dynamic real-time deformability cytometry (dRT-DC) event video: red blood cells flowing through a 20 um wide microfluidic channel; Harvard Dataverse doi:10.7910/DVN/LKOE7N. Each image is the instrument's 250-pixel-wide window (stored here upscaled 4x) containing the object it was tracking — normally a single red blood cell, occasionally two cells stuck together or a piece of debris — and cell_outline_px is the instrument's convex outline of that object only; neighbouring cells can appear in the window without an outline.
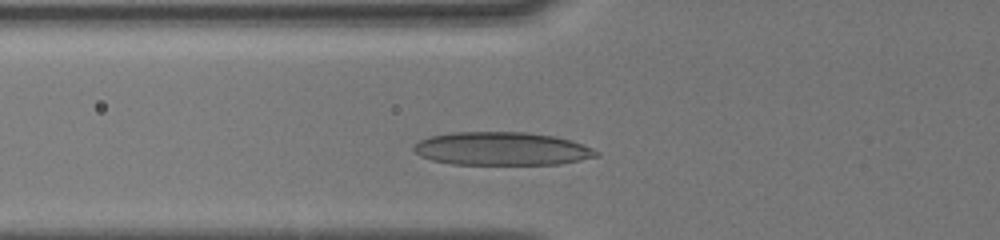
{"species": "human", "species_latin": "Homo sapiens", "temperature_condition": "cold", "stored_images_in_passage": 6, "camera_frame_rate_fps": 3000, "um_per_image_px": 0.085, "donor": {"sex": "male"}, "frame": {"image": 1, "passage_image": 4, "time_ms": 1.667, "image_size_px": [1000, 240], "cell_outline_px": [[600, 156], [560, 164], [452, 164], [432, 160], [420, 156], [412, 148], [420, 140], [428, 136], [452, 132], [528, 132], [556, 136], [592, 148], [600, 152]], "centroid_in_image_um": [42.65, 12.64], "position_along_channel_um": 83.2, "area_um2": 35.37}}
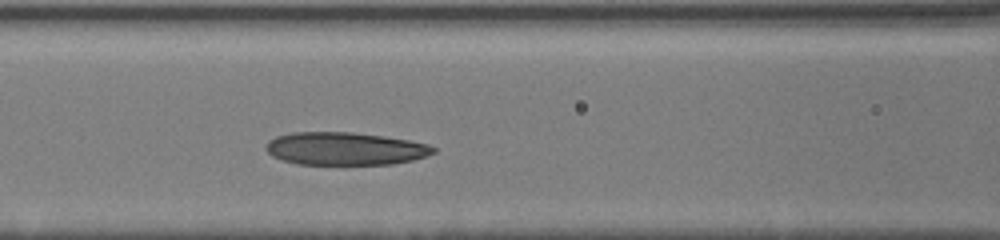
{"frame": {"image": 2, "passage_image": 6, "time_ms": 3.0, "image_size_px": [1000, 240], "cell_outline_px": [[436, 152], [412, 160], [392, 164], [296, 164], [280, 160], [272, 156], [264, 148], [268, 140], [276, 136], [292, 132], [352, 132], [384, 136], [408, 140], [428, 144], [436, 148]], "centroid_in_image_um": [29.28, 12.63], "position_along_channel_um": 137.3, "area_um2": 32.14}}